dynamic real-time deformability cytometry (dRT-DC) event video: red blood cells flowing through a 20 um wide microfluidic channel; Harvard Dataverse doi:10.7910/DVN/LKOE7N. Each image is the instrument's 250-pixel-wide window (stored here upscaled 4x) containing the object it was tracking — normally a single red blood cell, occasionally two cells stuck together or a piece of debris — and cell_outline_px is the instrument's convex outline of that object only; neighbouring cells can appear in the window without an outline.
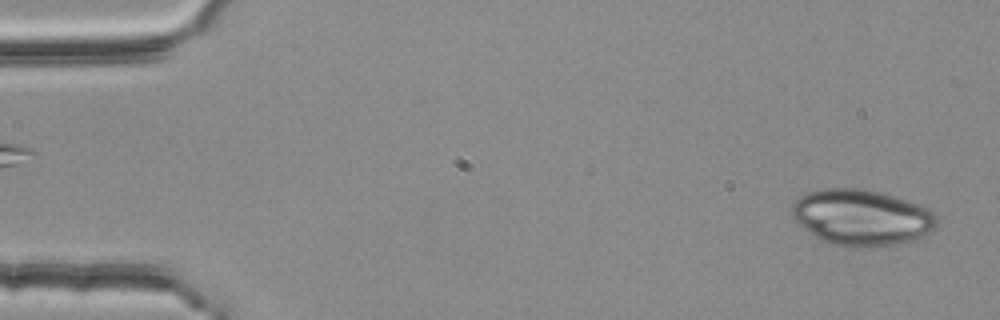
{"species": "common noctule bat (a hibernating species)", "species_latin": "Nyctalus noctula", "temperature_condition": "room temperature", "stored_images_in_passage": 4, "camera_frame_rate_fps": 3000, "um_per_image_px": 0.085, "animal": {"sex": "female", "body_mass_g": 25.1}, "frame": {"image": 1, "passage_image": 4, "time_ms": 1.0, "image_size_px": [1000, 320], "cell_outline_px": [[936, 228], [924, 236], [912, 240], [892, 244], [856, 248], [852, 248], [828, 244], [820, 240], [792, 220], [792, 204], [800, 196], [808, 192], [824, 188], [864, 188], [880, 192], [908, 200], [928, 208], [936, 216]], "centroid_in_image_um": [73.2, 18.48], "position_along_channel_um": 11.8, "area_um2": 47.63}}